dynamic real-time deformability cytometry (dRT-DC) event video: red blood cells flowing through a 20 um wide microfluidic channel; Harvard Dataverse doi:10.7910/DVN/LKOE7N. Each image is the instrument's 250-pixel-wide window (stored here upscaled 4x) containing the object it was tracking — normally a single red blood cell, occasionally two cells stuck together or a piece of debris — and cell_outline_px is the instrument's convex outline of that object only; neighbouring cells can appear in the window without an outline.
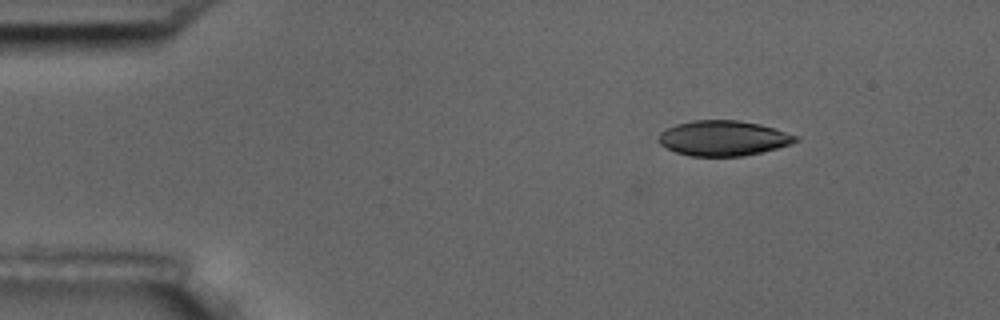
{"species": "common noctule bat (a hibernating species)", "species_latin": "Nyctalus noctula", "temperature_condition": "room temperature", "stored_images_in_passage": 5, "camera_frame_rate_fps": 3000, "um_per_image_px": 0.085, "animal": {"sex": "male", "body_mass_g": 17.5, "forearm_length_mm": 52.3}, "frame": {"image": 1, "passage_image": 1, "time_ms": 0.0, "image_size_px": [1000, 320], "cell_outline_px": [[800, 140], [792, 144], [744, 156], [692, 156], [676, 152], [660, 144], [656, 140], [660, 132], [676, 124], [692, 120], [736, 120], [760, 124], [800, 136]], "centroid_in_image_um": [61.49, 11.74], "position_along_channel_um": 23.5, "area_um2": 28.15}}
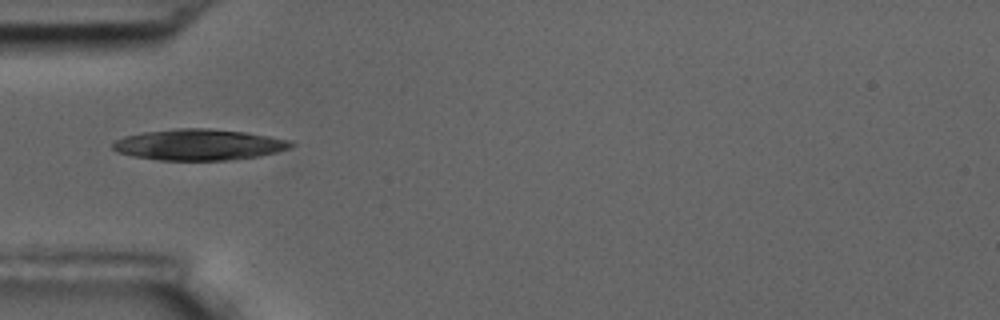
{"frame": {"image": 2, "passage_image": 4, "time_ms": 3.333, "image_size_px": [1000, 320], "cell_outline_px": [[296, 144], [292, 148], [260, 156], [228, 160], [156, 160], [132, 156], [116, 152], [112, 148], [112, 144], [116, 140], [124, 136], [144, 132], [176, 128], [208, 128], [244, 132], [292, 140]], "centroid_in_image_um": [16.92, 12.3], "position_along_channel_um": 68.1, "area_um2": 32.48}}